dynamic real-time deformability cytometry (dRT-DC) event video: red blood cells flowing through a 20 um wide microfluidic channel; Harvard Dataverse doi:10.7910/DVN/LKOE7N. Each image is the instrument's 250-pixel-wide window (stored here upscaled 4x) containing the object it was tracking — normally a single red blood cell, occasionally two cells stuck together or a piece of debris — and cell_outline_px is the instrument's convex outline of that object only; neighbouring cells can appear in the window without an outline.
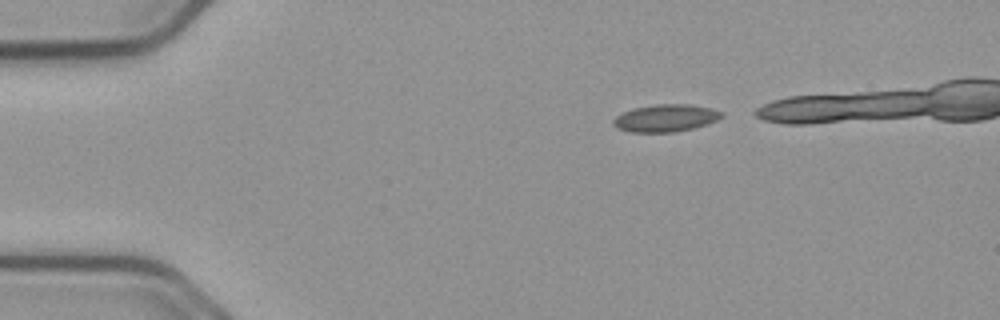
{"species": "common noctule bat (a hibernating species)", "species_latin": "Nyctalus noctula", "temperature_condition": "cold", "stored_images_in_passage": 36, "camera_frame_rate_fps": 3000, "um_per_image_px": 0.085, "animal": {"sex": "male", "body_mass_g": 23.1, "forearm_length_mm": 52.7}, "frame": {"image": 1, "passage_image": 1, "time_ms": 0.0, "image_size_px": [1000, 320], "cell_outline_px": [[724, 116], [708, 124], [692, 128], [672, 132], [632, 132], [616, 128], [612, 124], [612, 120], [616, 116], [632, 108], [656, 104], [688, 104], [708, 108], [720, 112]], "centroid_in_image_um": [56.52, 10.04], "position_along_channel_um": 28.5, "area_um2": 17.11}}
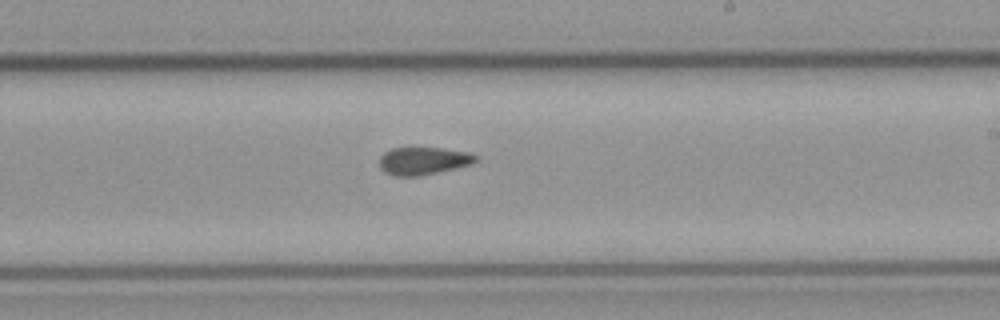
{"frame": {"image": 2, "passage_image": 24, "time_ms": 7.667, "image_size_px": [1000, 320], "cell_outline_px": [[480, 160], [472, 164], [420, 176], [396, 176], [384, 172], [380, 168], [380, 156], [384, 152], [392, 148], [440, 148], [468, 152], [480, 156]], "centroid_in_image_um": [36.01, 13.67], "position_along_channel_um": 253.0, "area_um2": 15.61}}
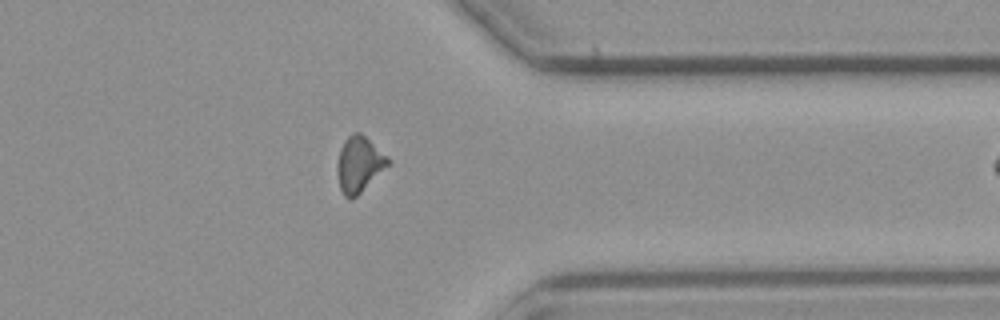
{"frame": {"image": 3, "passage_image": 35, "time_ms": 11.333, "image_size_px": [1000, 320], "cell_outline_px": [[392, 164], [356, 196], [348, 200], [344, 196], [340, 188], [336, 168], [340, 148], [344, 140], [352, 132], [360, 132], [388, 156], [392, 160]], "centroid_in_image_um": [30.55, 13.96], "position_along_channel_um": 380.8, "area_um2": 16.76}}